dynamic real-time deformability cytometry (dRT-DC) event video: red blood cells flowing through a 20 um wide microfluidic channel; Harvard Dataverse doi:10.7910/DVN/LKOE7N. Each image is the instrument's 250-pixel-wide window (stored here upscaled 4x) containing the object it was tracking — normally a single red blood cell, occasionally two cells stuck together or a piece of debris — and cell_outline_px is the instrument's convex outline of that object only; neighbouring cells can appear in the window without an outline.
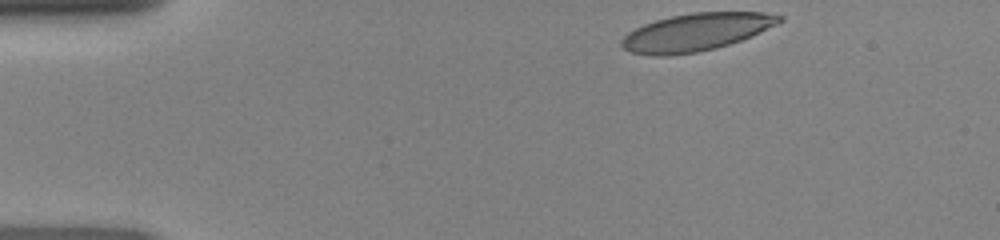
{"species": "human", "species_latin": "Homo sapiens", "temperature_condition": "room temperature", "stored_images_in_passage": 42, "camera_frame_rate_fps": 3000, "um_per_image_px": 0.085, "donor": {"sex": "female"}, "frame": {"image": 1, "passage_image": 1, "time_ms": 0.0, "image_size_px": [1000, 240], "cell_outline_px": [[784, 20], [752, 36], [716, 48], [696, 52], [668, 56], [652, 56], [632, 52], [624, 48], [620, 44], [620, 40], [628, 32], [644, 24], [656, 20], [672, 16], [692, 12], [764, 12], [784, 16]], "centroid_in_image_um": [59.16, 2.73], "position_along_channel_um": 25.8, "area_um2": 34.45}}
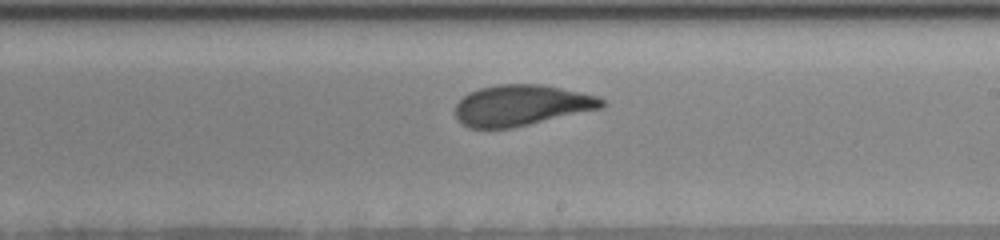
{"frame": {"image": 2, "passage_image": 22, "time_ms": 7.0, "image_size_px": [1000, 240], "cell_outline_px": [[608, 104], [604, 108], [512, 128], [468, 128], [456, 116], [456, 104], [468, 92], [480, 88], [500, 84], [540, 84], [560, 88], [596, 96], [604, 100]], "centroid_in_image_um": [44.35, 8.95], "position_along_channel_um": 244.7, "area_um2": 34.8}}
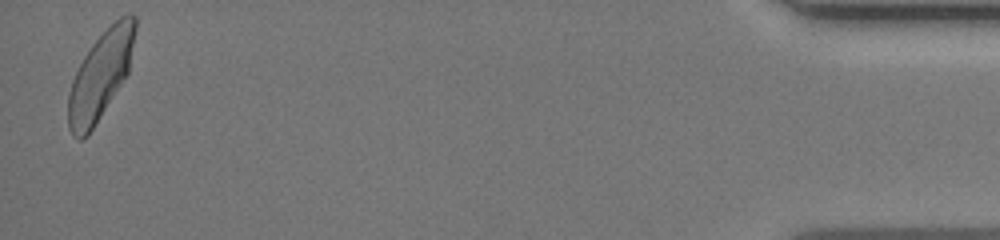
{"frame": {"image": 3, "passage_image": 41, "time_ms": 13.333, "image_size_px": [1000, 240], "cell_outline_px": [[136, 28], [128, 72], [88, 136], [80, 140], [72, 136], [68, 128], [68, 92], [72, 80], [84, 56], [92, 44], [120, 16], [128, 12], [136, 16]], "centroid_in_image_um": [8.52, 6.42], "position_along_channel_um": 426.7, "area_um2": 33.76}}